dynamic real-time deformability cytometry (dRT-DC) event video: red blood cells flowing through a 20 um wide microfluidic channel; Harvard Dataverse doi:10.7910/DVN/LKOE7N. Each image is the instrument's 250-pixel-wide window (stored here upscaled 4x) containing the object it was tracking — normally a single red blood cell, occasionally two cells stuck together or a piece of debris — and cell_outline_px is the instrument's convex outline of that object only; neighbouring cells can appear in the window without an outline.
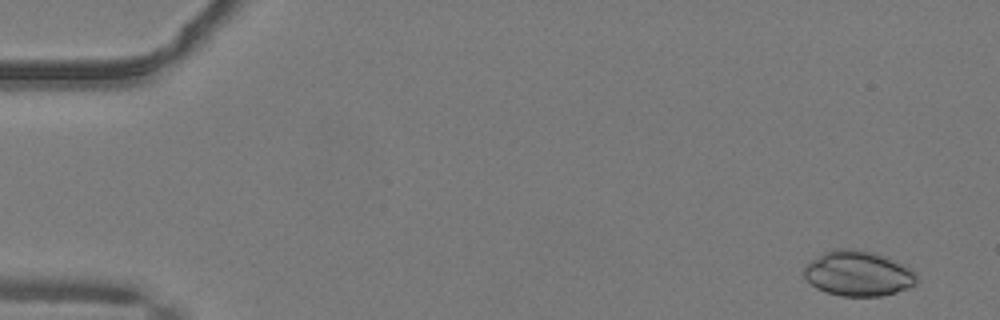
{"species": "common noctule bat (a hibernating species)", "species_latin": "Nyctalus noctula", "temperature_condition": "warm", "stored_images_in_passage": 28, "camera_frame_rate_fps": 3000, "um_per_image_px": 0.085, "animal": {"sex": "male", "body_mass_g": 19.2, "forearm_length_mm": 51.8}, "frame": {"image": 1, "passage_image": 3, "time_ms": 0.667, "image_size_px": [1000, 320], "cell_outline_px": [[920, 280], [916, 284], [908, 288], [896, 292], [880, 296], [840, 296], [816, 288], [804, 276], [804, 268], [812, 260], [824, 252], [832, 248], [852, 248], [876, 252], [916, 272], [920, 276]], "centroid_in_image_um": [72.97, 23.24], "position_along_channel_um": 12.0, "area_um2": 29.71}}
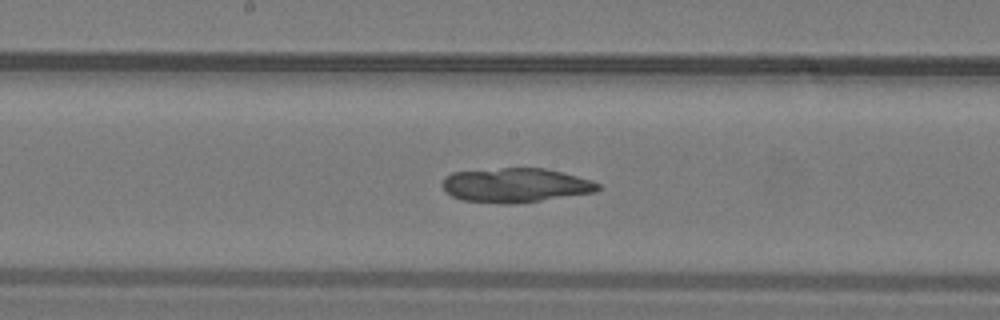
{"frame": {"image": 2, "passage_image": 27, "time_ms": 8.667, "image_size_px": [1000, 320], "cell_outline_px": [[600, 188], [596, 192], [512, 204], [504, 204], [464, 200], [452, 196], [440, 184], [444, 176], [452, 172], [504, 168], [544, 168], [592, 180], [600, 184]], "centroid_in_image_um": [43.8, 15.74], "position_along_channel_um": 204.4, "area_um2": 30.92}}